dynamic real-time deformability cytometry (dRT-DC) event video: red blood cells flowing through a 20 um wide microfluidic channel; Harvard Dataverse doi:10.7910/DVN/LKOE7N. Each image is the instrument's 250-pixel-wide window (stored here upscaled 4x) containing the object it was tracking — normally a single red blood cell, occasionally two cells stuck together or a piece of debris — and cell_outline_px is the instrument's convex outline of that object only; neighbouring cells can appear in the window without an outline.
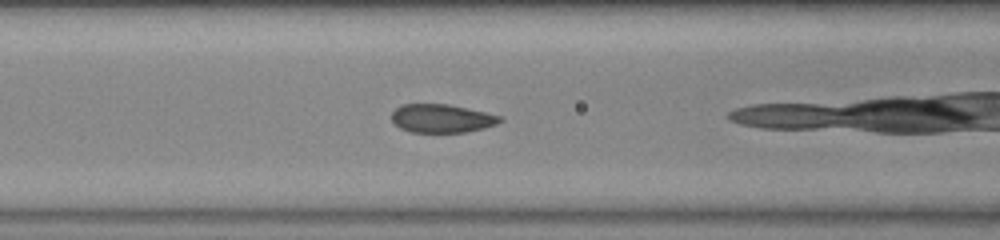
{"species": "common noctule bat (a hibernating species)", "species_latin": "Nyctalus noctula", "temperature_condition": "warm", "stored_images_in_passage": 17, "camera_frame_rate_fps": 3000, "um_per_image_px": 0.085, "animal": {"sex": "female", "body_mass_g": 23.0, "forearm_length_mm": 53.4}, "frame": {"image": 1, "passage_image": 3, "time_ms": 0.667, "image_size_px": [1000, 240], "cell_outline_px": [[504, 120], [496, 124], [484, 128], [464, 132], [412, 132], [400, 128], [392, 120], [392, 112], [396, 108], [404, 104], [448, 104], [484, 112], [500, 116]], "centroid_in_image_um": [37.54, 10.06], "position_along_channel_um": 129.1, "area_um2": 17.74}}
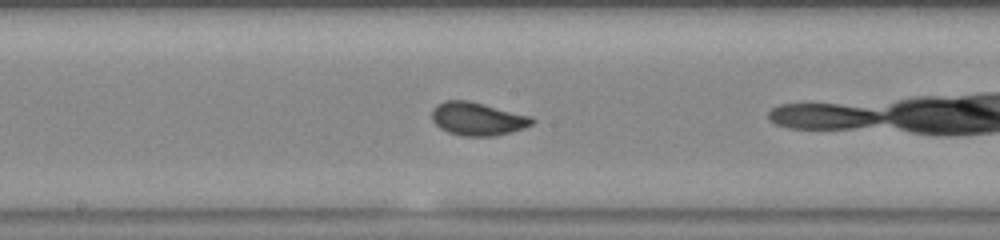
{"frame": {"image": 2, "passage_image": 9, "time_ms": 2.667, "image_size_px": [1000, 240], "cell_outline_px": [[536, 120], [532, 124], [524, 128], [492, 136], [464, 136], [448, 132], [440, 128], [432, 120], [432, 108], [436, 104], [444, 100], [468, 100], [532, 116]], "centroid_in_image_um": [40.57, 10.09], "position_along_channel_um": 207.6, "area_um2": 19.36}}
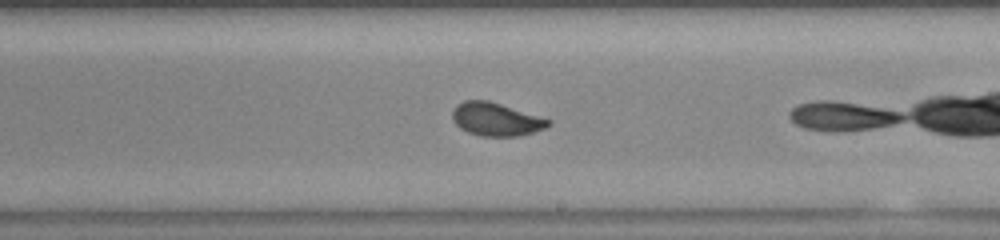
{"frame": {"image": 3, "passage_image": 12, "time_ms": 3.667, "image_size_px": [1000, 240], "cell_outline_px": [[552, 124], [544, 128], [520, 136], [480, 136], [468, 132], [460, 128], [452, 120], [452, 112], [456, 104], [464, 100], [488, 100], [552, 120]], "centroid_in_image_um": [42.14, 10.14], "position_along_channel_um": 246.9, "area_um2": 18.55}}